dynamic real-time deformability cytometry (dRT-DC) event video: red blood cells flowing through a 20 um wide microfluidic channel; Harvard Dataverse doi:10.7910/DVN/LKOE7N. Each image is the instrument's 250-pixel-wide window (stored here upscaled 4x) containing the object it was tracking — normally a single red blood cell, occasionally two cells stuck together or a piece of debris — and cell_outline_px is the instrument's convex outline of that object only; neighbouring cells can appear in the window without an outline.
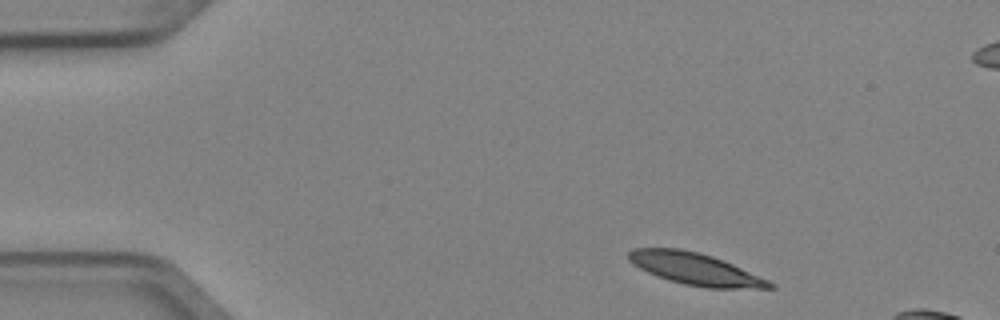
{"species": "Egyptian fruit bat (a non-hibernating species)", "species_latin": "Rousettus aegyptiacus", "temperature_condition": "cold", "stored_images_in_passage": 3, "camera_frame_rate_fps": 3000, "um_per_image_px": 0.085, "animal": {"sex": "female"}, "frame": {"image": 1, "passage_image": 1, "time_ms": 0.0, "image_size_px": [1000, 320], "cell_outline_px": [[776, 288], [708, 288], [684, 284], [668, 280], [648, 272], [632, 264], [628, 260], [628, 252], [632, 248], [680, 248], [700, 252], [724, 260], [768, 280], [776, 284]], "centroid_in_image_um": [59.09, 22.85], "position_along_channel_um": 25.9, "area_um2": 26.24}}